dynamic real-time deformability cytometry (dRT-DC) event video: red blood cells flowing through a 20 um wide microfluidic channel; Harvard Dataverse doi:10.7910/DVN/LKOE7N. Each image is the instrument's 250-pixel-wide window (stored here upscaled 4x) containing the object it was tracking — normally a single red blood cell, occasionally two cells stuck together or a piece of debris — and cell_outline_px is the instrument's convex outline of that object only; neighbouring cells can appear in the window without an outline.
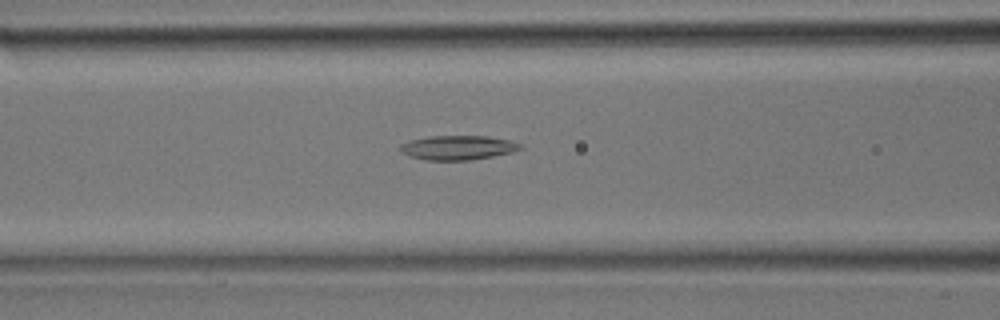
{"species": "common noctule bat (a hibernating species)", "species_latin": "Nyctalus noctula", "temperature_condition": "room temperature", "stored_images_in_passage": 21, "camera_frame_rate_fps": 3000, "um_per_image_px": 0.085, "animal": {"sex": "male", "body_mass_g": 17.9}, "frame": {"image": 1, "passage_image": 12, "time_ms": 3.667, "image_size_px": [1000, 320], "cell_outline_px": [[524, 148], [512, 152], [492, 156], [468, 160], [428, 160], [412, 156], [400, 152], [400, 144], [412, 140], [428, 136], [488, 136], [508, 140], [520, 144]], "centroid_in_image_um": [38.92, 12.54], "position_along_channel_um": 127.7, "area_um2": 16.82}}
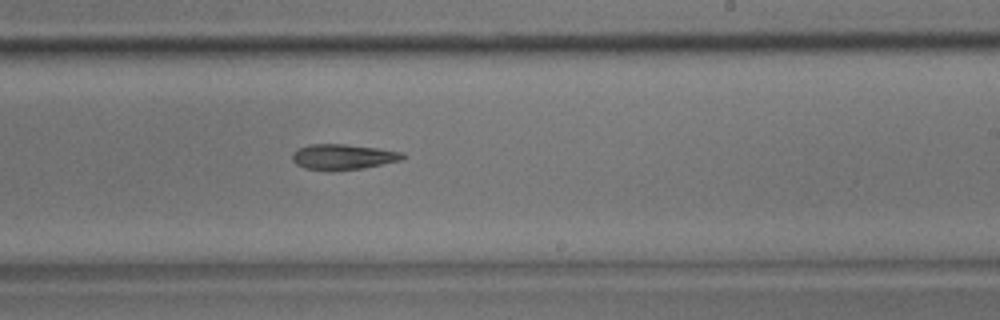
{"frame": {"image": 2, "passage_image": 18, "time_ms": 5.667, "image_size_px": [1000, 320], "cell_outline_px": [[404, 156], [400, 160], [364, 168], [332, 172], [304, 168], [296, 164], [292, 160], [292, 152], [296, 148], [312, 144], [344, 144], [376, 148], [404, 152]], "centroid_in_image_um": [29.09, 13.35], "position_along_channel_um": 259.9, "area_um2": 16.59}}